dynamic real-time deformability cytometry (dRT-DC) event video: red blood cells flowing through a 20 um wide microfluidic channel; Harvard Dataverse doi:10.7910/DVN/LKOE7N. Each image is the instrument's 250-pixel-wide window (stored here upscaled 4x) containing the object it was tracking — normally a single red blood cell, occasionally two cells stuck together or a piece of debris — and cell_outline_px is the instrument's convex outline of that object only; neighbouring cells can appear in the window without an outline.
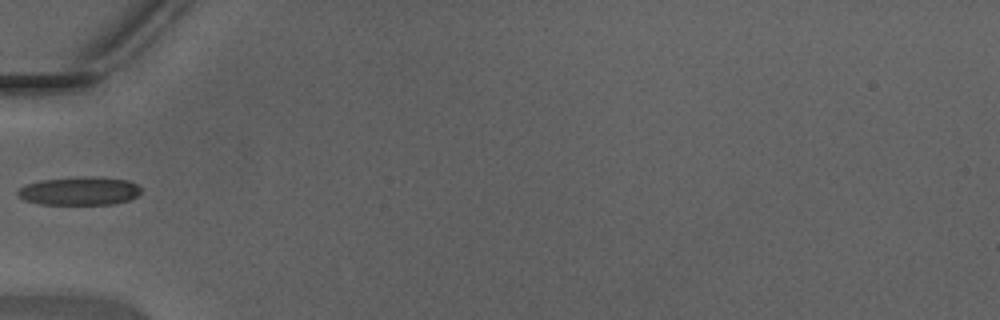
{"species": "Egyptian fruit bat (a non-hibernating species)", "species_latin": "Rousettus aegyptiacus", "temperature_condition": "warm", "stored_images_in_passage": 31, "camera_frame_rate_fps": 3000, "um_per_image_px": 0.085, "animal": {"sex": "male"}, "frame": {"image": 1, "passage_image": 1, "time_ms": 0.0, "image_size_px": [1000, 320], "cell_outline_px": [[140, 192], [136, 196], [128, 200], [112, 204], [40, 204], [24, 200], [16, 196], [16, 192], [20, 188], [28, 184], [40, 180], [128, 180], [136, 184], [140, 188]], "centroid_in_image_um": [6.69, 16.3], "position_along_channel_um": 78.3, "area_um2": 18.96}}
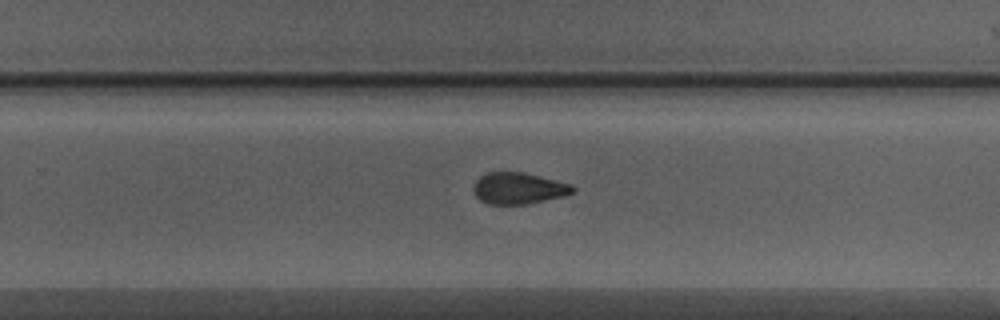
{"frame": {"image": 2, "passage_image": 15, "time_ms": 4.667, "image_size_px": [1000, 320], "cell_outline_px": [[576, 192], [564, 196], [524, 204], [488, 204], [480, 200], [472, 192], [472, 184], [480, 176], [488, 172], [524, 172], [572, 184], [576, 188]], "centroid_in_image_um": [44.06, 16.0], "position_along_channel_um": 285.7, "area_um2": 18.38}}
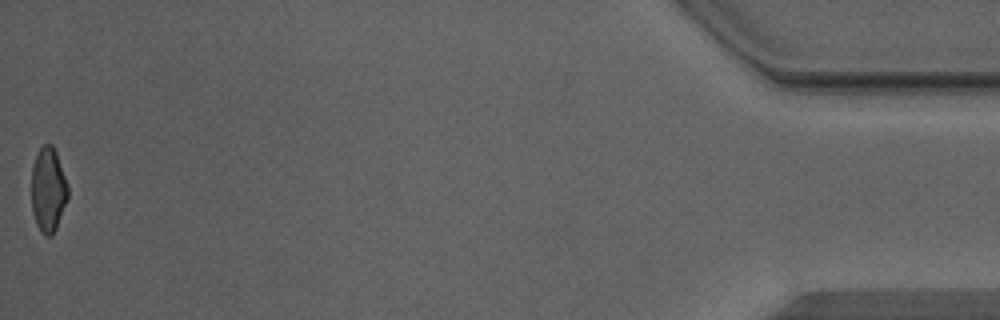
{"frame": {"image": 3, "passage_image": 31, "time_ms": 10.0, "image_size_px": [1000, 320], "cell_outline_px": [[68, 196], [56, 228], [52, 236], [44, 236], [40, 232], [36, 224], [32, 212], [32, 168], [36, 156], [40, 148], [44, 144], [52, 144], [56, 152], [68, 184]], "centroid_in_image_um": [4.09, 16.15], "position_along_channel_um": 431.1, "area_um2": 17.92}}